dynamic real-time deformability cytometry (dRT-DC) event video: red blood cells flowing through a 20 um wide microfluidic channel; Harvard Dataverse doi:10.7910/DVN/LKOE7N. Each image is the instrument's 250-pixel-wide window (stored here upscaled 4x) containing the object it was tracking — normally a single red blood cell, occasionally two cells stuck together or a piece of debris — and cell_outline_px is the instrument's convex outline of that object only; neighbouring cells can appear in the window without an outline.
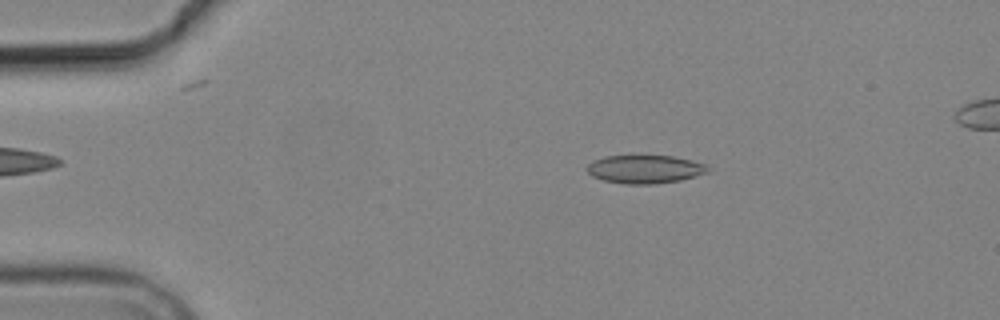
{"species": "common noctule bat (a hibernating species)", "species_latin": "Nyctalus noctula", "temperature_condition": "cold", "stored_images_in_passage": 6, "camera_frame_rate_fps": 3000, "um_per_image_px": 0.085, "animal": {"sex": "male", "body_mass_g": 19.2, "forearm_length_mm": 51.8}, "frame": {"image": 1, "passage_image": 3, "time_ms": 3.333, "image_size_px": [1000, 320], "cell_outline_px": [[712, 172], [680, 180], [652, 184], [624, 184], [604, 180], [592, 176], [588, 172], [588, 164], [592, 160], [604, 156], [672, 156], [692, 160], [708, 164]], "centroid_in_image_um": [54.87, 14.38], "position_along_channel_um": 30.1, "area_um2": 20.06}}
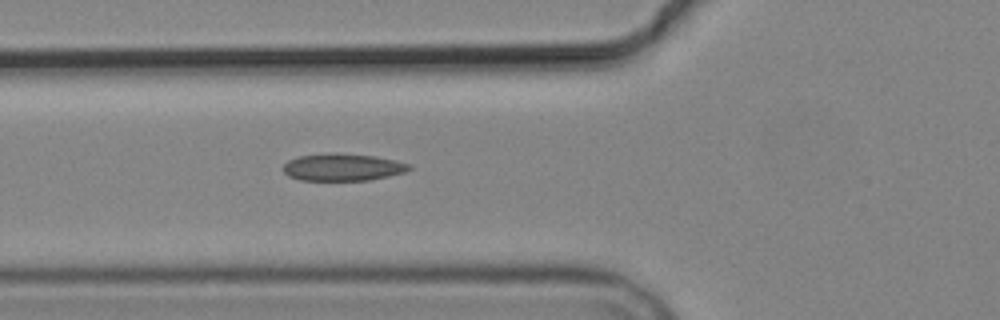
{"frame": {"image": 2, "passage_image": 6, "time_ms": 6.667, "image_size_px": [1000, 320], "cell_outline_px": [[412, 168], [404, 172], [388, 176], [368, 180], [300, 180], [288, 176], [284, 172], [284, 164], [288, 160], [300, 156], [336, 152], [376, 156], [396, 160], [412, 164]], "centroid_in_image_um": [29.15, 14.2], "position_along_channel_um": 96.6, "area_um2": 20.06}}